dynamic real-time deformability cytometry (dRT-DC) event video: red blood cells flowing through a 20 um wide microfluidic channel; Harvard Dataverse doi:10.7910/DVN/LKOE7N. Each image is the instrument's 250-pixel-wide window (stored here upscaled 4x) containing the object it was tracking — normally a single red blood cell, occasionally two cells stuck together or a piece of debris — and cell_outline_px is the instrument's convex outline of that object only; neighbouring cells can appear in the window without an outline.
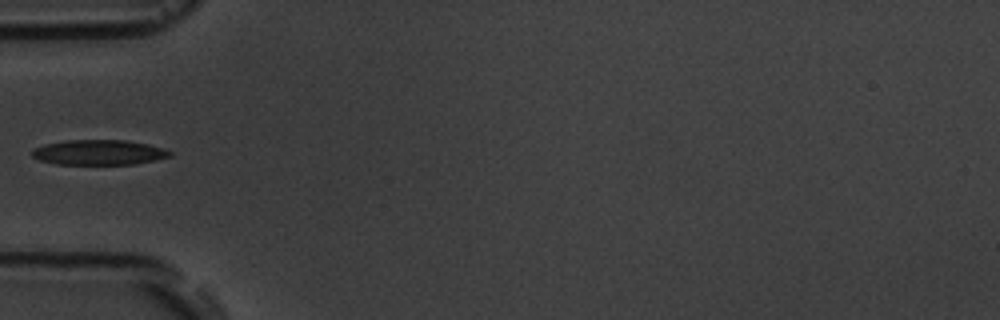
{"species": "common noctule bat (a hibernating species)", "species_latin": "Nyctalus noctula", "temperature_condition": "room temperature", "stored_images_in_passage": 2, "camera_frame_rate_fps": 3000, "um_per_image_px": 0.085, "animal": {"sex": "male", "body_mass_g": 19.5, "forearm_length_mm": 54.6}, "frame": {"image": 1, "passage_image": 1, "time_ms": 0.0, "image_size_px": [1000, 320], "cell_outline_px": [[172, 156], [132, 164], [56, 164], [40, 160], [32, 156], [32, 148], [44, 144], [64, 140], [124, 140], [148, 144], [164, 148], [172, 152]], "centroid_in_image_um": [8.37, 12.94], "position_along_channel_um": 76.6, "area_um2": 20.11}}
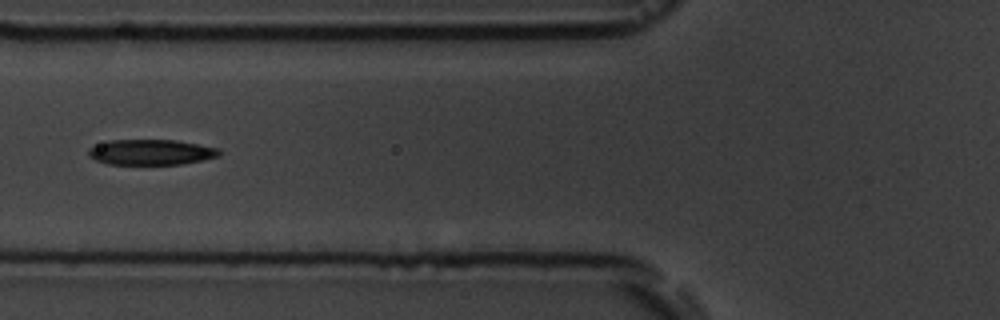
{"frame": {"image": 2, "passage_image": 2, "time_ms": 1.0, "image_size_px": [1000, 320], "cell_outline_px": [[224, 152], [220, 156], [184, 164], [108, 164], [96, 160], [88, 156], [88, 148], [108, 140], [176, 140], [220, 148]], "centroid_in_image_um": [12.88, 12.93], "position_along_channel_um": 112.9, "area_um2": 19.59}}